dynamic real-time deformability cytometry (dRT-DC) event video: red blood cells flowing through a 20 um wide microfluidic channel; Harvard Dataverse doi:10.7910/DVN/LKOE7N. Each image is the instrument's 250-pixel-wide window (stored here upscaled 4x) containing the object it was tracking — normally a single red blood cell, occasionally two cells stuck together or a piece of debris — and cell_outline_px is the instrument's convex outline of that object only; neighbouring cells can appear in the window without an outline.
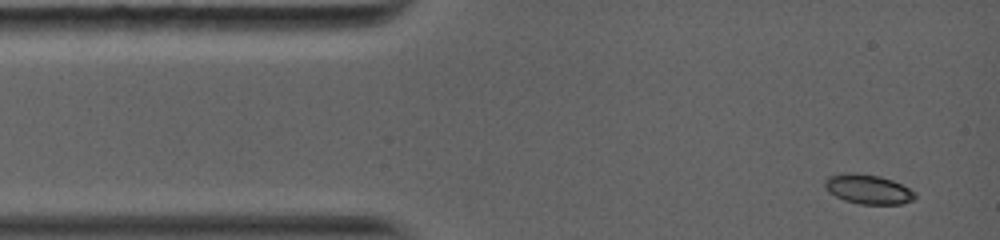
{"species": "common noctule bat (a hibernating species)", "species_latin": "Nyctalus noctula", "temperature_condition": "warm", "stored_images_in_passage": 5, "camera_frame_rate_fps": 5000, "um_per_image_px": 0.085, "animal": {"sex": "female", "body_mass_g": 19.0, "forearm_length_mm": 56.7}, "frame": {"image": 1, "passage_image": 1, "time_ms": 0.0, "image_size_px": [1000, 240], "cell_outline_px": [[916, 196], [912, 200], [900, 204], [860, 204], [844, 200], [828, 192], [824, 188], [824, 180], [828, 176], [844, 172], [852, 172], [880, 176], [892, 180], [916, 192]], "centroid_in_image_um": [73.74, 16.07], "position_along_channel_um": 11.3, "area_um2": 15.61}}
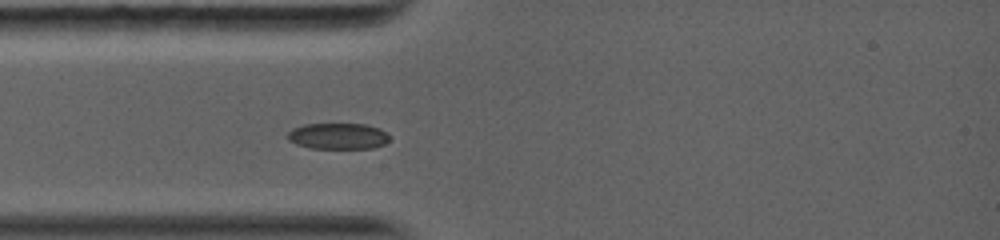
{"frame": {"image": 2, "passage_image": 4, "time_ms": 2.6, "image_size_px": [1000, 240], "cell_outline_px": [[388, 140], [384, 144], [372, 148], [308, 148], [296, 144], [288, 140], [288, 132], [292, 128], [304, 124], [364, 124], [380, 128], [388, 136]], "centroid_in_image_um": [28.69, 11.57], "position_along_channel_um": 56.3, "area_um2": 15.43}}
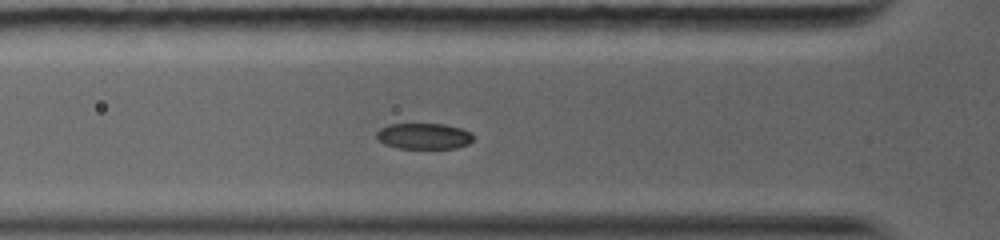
{"frame": {"image": 3, "passage_image": 5, "time_ms": 3.4, "image_size_px": [1000, 240], "cell_outline_px": [[476, 136], [468, 144], [456, 148], [400, 148], [384, 144], [376, 140], [376, 132], [380, 128], [388, 124], [444, 124], [460, 128], [472, 132]], "centroid_in_image_um": [36.03, 11.57], "position_along_channel_um": 89.8, "area_um2": 14.8}}